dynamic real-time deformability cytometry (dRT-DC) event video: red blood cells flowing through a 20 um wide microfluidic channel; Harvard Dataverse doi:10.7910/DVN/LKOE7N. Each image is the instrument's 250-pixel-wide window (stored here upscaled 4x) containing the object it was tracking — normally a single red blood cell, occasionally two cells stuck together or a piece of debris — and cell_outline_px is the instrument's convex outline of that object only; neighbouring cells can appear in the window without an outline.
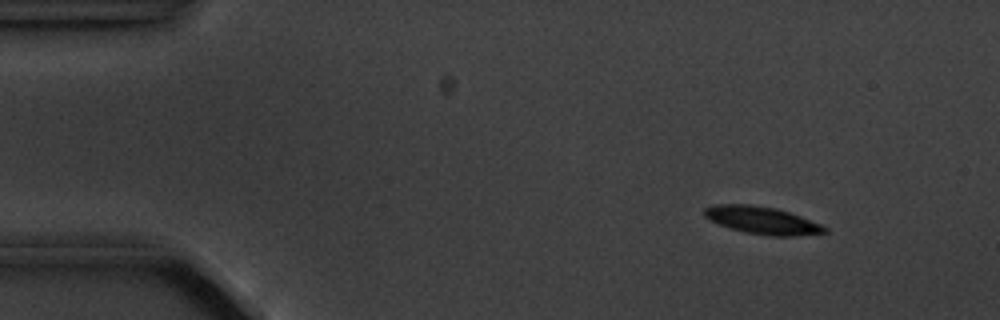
{"species": "common noctule bat (a hibernating species)", "species_latin": "Nyctalus noctula", "temperature_condition": "cold", "stored_images_in_passage": 6, "camera_frame_rate_fps": 3000, "um_per_image_px": 0.085, "animal": {"sex": "male", "body_mass_g": 20.1, "forearm_length_mm": 53.5}, "frame": {"image": 1, "passage_image": 2, "time_ms": 1.333, "image_size_px": [1000, 320], "cell_outline_px": [[828, 232], [796, 236], [768, 236], [748, 232], [732, 228], [708, 220], [704, 216], [704, 208], [712, 204], [752, 204], [776, 208], [800, 216], [820, 224], [828, 228]], "centroid_in_image_um": [64.77, 18.72], "position_along_channel_um": 20.2, "area_um2": 19.19}}